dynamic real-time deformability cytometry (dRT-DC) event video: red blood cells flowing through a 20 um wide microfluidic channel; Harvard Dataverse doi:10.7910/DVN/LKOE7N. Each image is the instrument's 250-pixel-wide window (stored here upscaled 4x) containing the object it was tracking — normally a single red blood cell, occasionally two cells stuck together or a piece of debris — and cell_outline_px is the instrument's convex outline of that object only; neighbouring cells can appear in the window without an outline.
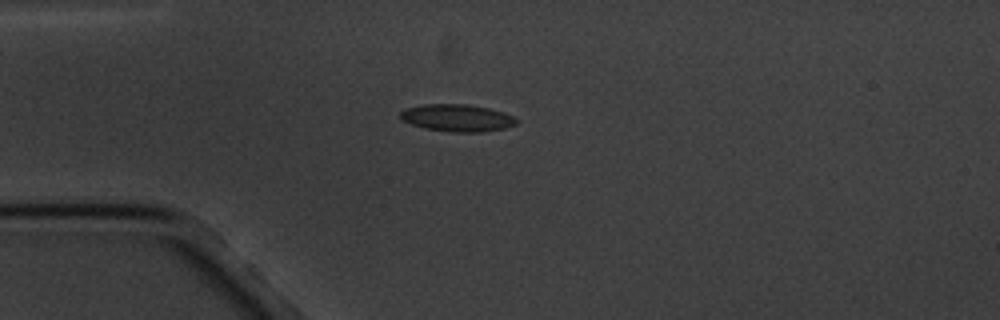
{"species": "common noctule bat (a hibernating species)", "species_latin": "Nyctalus noctula", "temperature_condition": "cold", "stored_images_in_passage": 4, "camera_frame_rate_fps": 3000, "um_per_image_px": 0.085, "animal": {"sex": "male", "body_mass_g": 20.1, "forearm_length_mm": 53.5}, "frame": {"image": 1, "passage_image": 1, "time_ms": 0.0, "image_size_px": [1000, 320], "cell_outline_px": [[516, 124], [504, 128], [480, 132], [452, 132], [424, 128], [412, 124], [404, 120], [400, 116], [400, 112], [404, 108], [424, 104], [468, 104], [488, 108], [504, 112], [512, 116], [516, 120]], "centroid_in_image_um": [38.84, 10.01], "position_along_channel_um": 46.2, "area_um2": 18.26}}
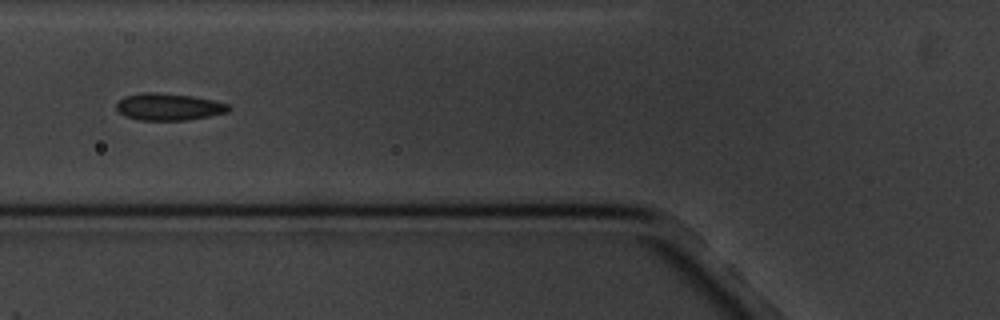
{"frame": {"image": 2, "passage_image": 3, "time_ms": 2.333, "image_size_px": [1000, 320], "cell_outline_px": [[232, 108], [228, 112], [208, 116], [184, 120], [136, 120], [124, 116], [116, 108], [116, 104], [124, 96], [144, 92], [156, 92], [192, 96], [212, 100], [228, 104]], "centroid_in_image_um": [14.32, 9.08], "position_along_channel_um": 111.5, "area_um2": 17.63}}
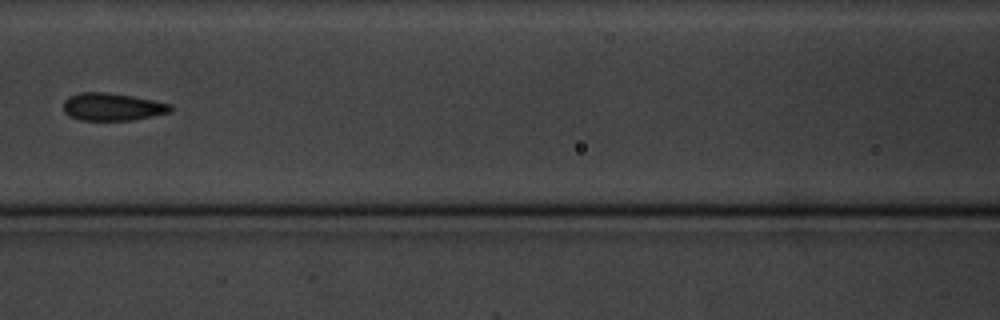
{"frame": {"image": 3, "passage_image": 4, "time_ms": 3.667, "image_size_px": [1000, 320], "cell_outline_px": [[172, 112], [132, 120], [80, 120], [64, 112], [64, 100], [68, 96], [80, 92], [104, 92], [132, 96], [172, 104]], "centroid_in_image_um": [9.56, 9.08], "position_along_channel_um": 157.0, "area_um2": 17.17}}